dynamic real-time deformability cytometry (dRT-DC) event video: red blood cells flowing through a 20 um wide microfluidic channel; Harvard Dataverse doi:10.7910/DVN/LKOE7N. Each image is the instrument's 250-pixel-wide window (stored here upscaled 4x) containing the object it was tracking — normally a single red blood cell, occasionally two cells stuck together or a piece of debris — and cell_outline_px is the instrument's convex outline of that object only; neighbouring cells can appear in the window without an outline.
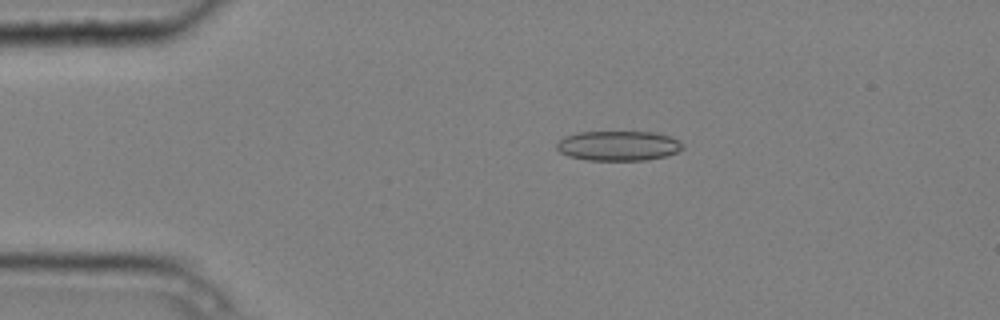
{"species": "common noctule bat (a hibernating species)", "species_latin": "Nyctalus noctula", "temperature_condition": "cold", "stored_images_in_passage": 3, "camera_frame_rate_fps": 3000, "um_per_image_px": 0.085, "animal": {"sex": "male", "body_mass_g": 20.4}, "frame": {"image": 1, "passage_image": 2, "time_ms": 0.333, "image_size_px": [1000, 320], "cell_outline_px": [[684, 148], [676, 152], [664, 156], [648, 160], [588, 160], [568, 156], [560, 152], [556, 148], [556, 144], [564, 136], [576, 132], [656, 132], [672, 136], [680, 140], [684, 144]], "centroid_in_image_um": [52.58, 12.38], "position_along_channel_um": 32.4, "area_um2": 22.14}}